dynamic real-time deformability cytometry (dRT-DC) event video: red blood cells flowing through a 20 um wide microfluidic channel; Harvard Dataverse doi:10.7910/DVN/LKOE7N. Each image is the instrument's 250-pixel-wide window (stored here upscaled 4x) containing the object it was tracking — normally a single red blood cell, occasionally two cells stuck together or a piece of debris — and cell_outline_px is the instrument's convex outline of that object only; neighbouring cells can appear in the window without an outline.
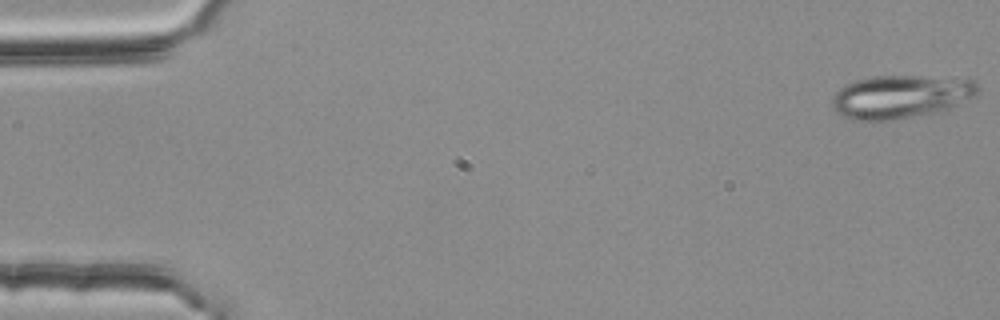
{"species": "common noctule bat (a hibernating species)", "species_latin": "Nyctalus noctula", "temperature_condition": "room temperature", "stored_images_in_passage": 16, "camera_frame_rate_fps": 3000, "um_per_image_px": 0.085, "animal": {"sex": "female", "body_mass_g": 25.1}, "frame": {"image": 1, "passage_image": 1, "time_ms": 0.0, "image_size_px": [1000, 320], "cell_outline_px": [[980, 88], [976, 96], [940, 112], [872, 124], [852, 120], [836, 112], [832, 108], [832, 96], [844, 84], [856, 80], [872, 76], [916, 76], [972, 80], [980, 84]], "centroid_in_image_um": [76.51, 8.26], "position_along_channel_um": 8.5, "area_um2": 37.51}}